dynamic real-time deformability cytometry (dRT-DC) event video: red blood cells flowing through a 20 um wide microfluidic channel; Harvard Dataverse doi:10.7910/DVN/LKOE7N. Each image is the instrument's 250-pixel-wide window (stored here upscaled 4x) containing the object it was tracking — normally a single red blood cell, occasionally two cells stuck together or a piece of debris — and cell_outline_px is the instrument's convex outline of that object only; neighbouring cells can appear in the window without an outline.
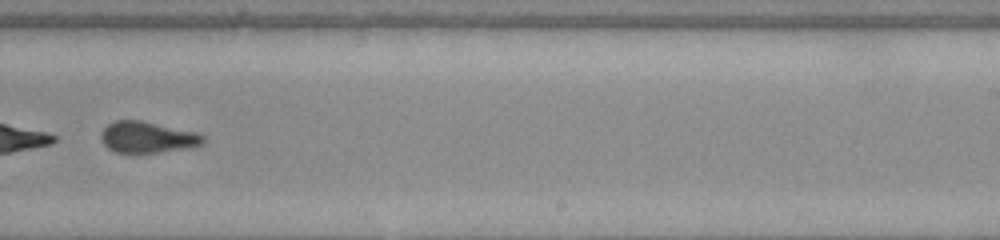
{"species": "common noctule bat (a hibernating species)", "species_latin": "Nyctalus noctula", "temperature_condition": "warm", "stored_images_in_passage": 47, "camera_frame_rate_fps": 3000, "um_per_image_px": 0.085, "animal": {"sex": "female", "body_mass_g": 22.0, "forearm_length_mm": 56.7}, "frame": {"image": 1, "passage_image": 30, "time_ms": 9.667, "image_size_px": [1000, 240], "cell_outline_px": [[204, 144], [188, 148], [160, 152], [116, 152], [108, 148], [104, 144], [100, 136], [104, 128], [108, 124], [116, 120], [140, 120], [200, 132], [204, 136]], "centroid_in_image_um": [12.58, 11.65], "position_along_channel_um": 276.4, "area_um2": 18.67}}